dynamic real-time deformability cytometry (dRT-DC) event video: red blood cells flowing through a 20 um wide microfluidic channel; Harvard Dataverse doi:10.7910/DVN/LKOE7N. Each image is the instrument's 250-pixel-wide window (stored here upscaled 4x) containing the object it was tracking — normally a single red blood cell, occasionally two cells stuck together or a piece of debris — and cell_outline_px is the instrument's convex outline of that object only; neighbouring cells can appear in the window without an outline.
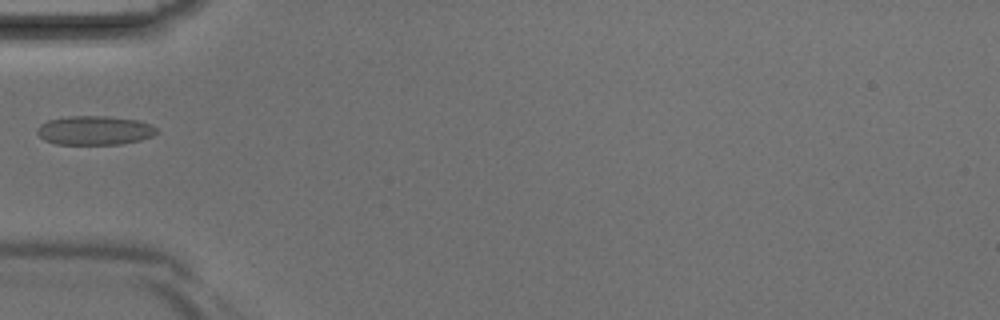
{"species": "Egyptian fruit bat (a non-hibernating species)", "species_latin": "Rousettus aegyptiacus", "temperature_condition": "room temperature", "stored_images_in_passage": 4, "camera_frame_rate_fps": 3000, "um_per_image_px": 0.085, "animal": {"sex": "male"}, "frame": {"image": 1, "passage_image": 4, "time_ms": 1.0, "image_size_px": [1000, 320], "cell_outline_px": [[156, 132], [152, 136], [140, 140], [120, 144], [56, 144], [44, 140], [36, 132], [36, 128], [40, 124], [48, 120], [68, 116], [108, 116], [136, 120], [152, 124], [156, 128]], "centroid_in_image_um": [8.01, 11.08], "position_along_channel_um": 77.0, "area_um2": 20.23}}